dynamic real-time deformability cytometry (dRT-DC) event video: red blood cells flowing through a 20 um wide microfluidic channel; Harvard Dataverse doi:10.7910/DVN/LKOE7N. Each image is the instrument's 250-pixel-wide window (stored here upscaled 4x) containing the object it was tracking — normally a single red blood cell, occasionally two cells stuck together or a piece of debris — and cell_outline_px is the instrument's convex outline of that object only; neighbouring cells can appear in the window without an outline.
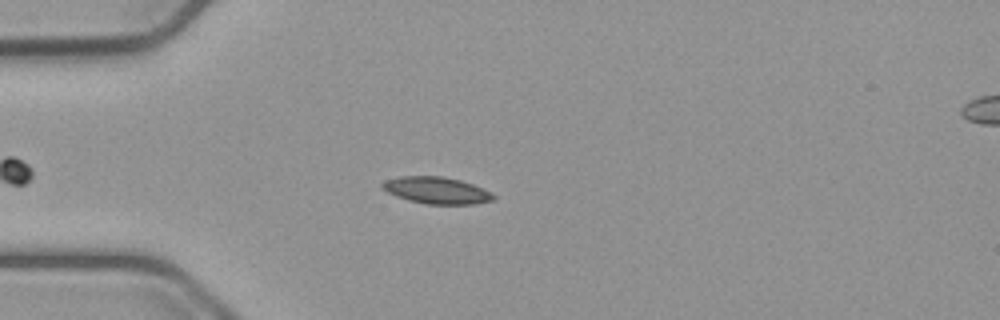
{"species": "common noctule bat (a hibernating species)", "species_latin": "Nyctalus noctula", "temperature_condition": "cold", "stored_images_in_passage": 46, "camera_frame_rate_fps": 3000, "um_per_image_px": 0.085, "animal": {"sex": "male", "body_mass_g": 23.1, "forearm_length_mm": 52.7}, "frame": {"image": 1, "passage_image": 9, "time_ms": 2.667, "image_size_px": [1000, 320], "cell_outline_px": [[496, 196], [492, 200], [476, 204], [424, 204], [408, 200], [396, 196], [380, 188], [380, 184], [384, 180], [400, 176], [444, 176], [460, 180], [472, 184]], "centroid_in_image_um": [37.04, 16.18], "position_along_channel_um": 48.0, "area_um2": 17.34}}
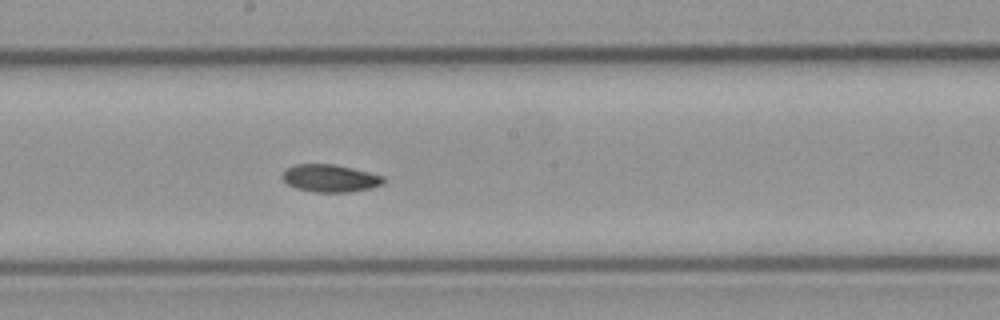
{"frame": {"image": 2, "passage_image": 24, "time_ms": 7.667, "image_size_px": [1000, 320], "cell_outline_px": [[384, 184], [372, 188], [352, 192], [312, 192], [296, 188], [288, 184], [280, 176], [288, 168], [296, 164], [332, 164], [352, 168], [384, 176]], "centroid_in_image_um": [28.08, 15.16], "position_along_channel_um": 220.1, "area_um2": 16.24}}
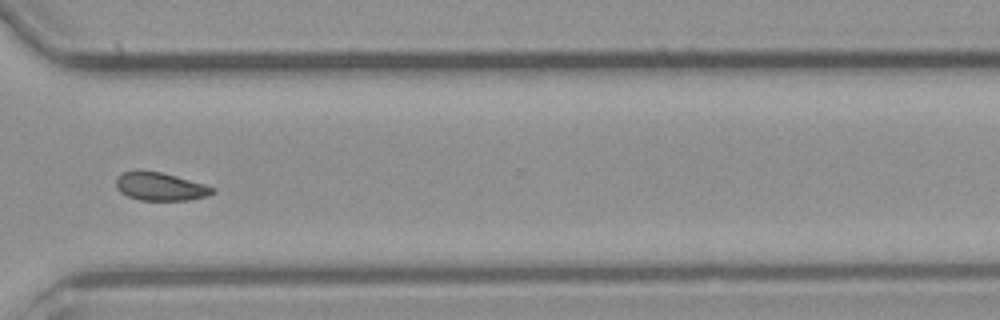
{"frame": {"image": 3, "passage_image": 35, "time_ms": 11.333, "image_size_px": [1000, 320], "cell_outline_px": [[216, 188], [208, 196], [188, 200], [140, 200], [128, 196], [120, 192], [116, 188], [116, 176], [124, 172], [136, 168], [160, 172], [176, 176], [204, 184]], "centroid_in_image_um": [13.56, 15.83], "position_along_channel_um": 357.0, "area_um2": 16.01}, "authors_computed_cell_mechanics": {"area_um2": 16.1262, "velocity_mm_per_s": 3.7395, "shape_relaxation_time_tau1_ms": 5.3899, "shape_relaxation_time_tau2_ms": null, "deformation_change_tau1": 0.0945, "deformation_change_tau2": null}}